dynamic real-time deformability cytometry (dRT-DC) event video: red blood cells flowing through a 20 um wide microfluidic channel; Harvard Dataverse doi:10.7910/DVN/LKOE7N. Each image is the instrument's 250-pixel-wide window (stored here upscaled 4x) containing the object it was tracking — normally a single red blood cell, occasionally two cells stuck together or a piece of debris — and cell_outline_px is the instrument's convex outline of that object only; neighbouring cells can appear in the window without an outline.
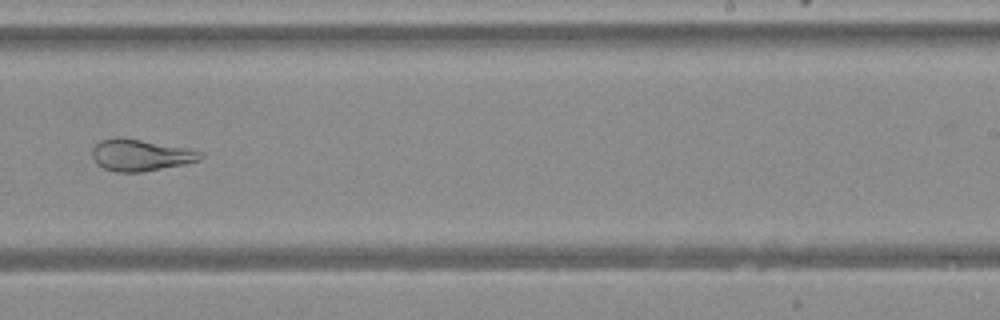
{"species": "Egyptian fruit bat (a non-hibernating species)", "species_latin": "Rousettus aegyptiacus", "temperature_condition": "warm", "stored_images_in_passage": 27, "camera_frame_rate_fps": 3000, "um_per_image_px": 0.085, "animal": {"sex": "female"}, "frame": {"image": 1, "passage_image": 16, "time_ms": 5.0, "image_size_px": [1000, 320], "cell_outline_px": [[204, 156], [200, 160], [184, 164], [144, 172], [116, 172], [104, 168], [96, 164], [92, 156], [92, 148], [100, 140], [112, 136], [120, 136], [184, 148], [204, 152]], "centroid_in_image_um": [11.9, 13.18], "position_along_channel_um": 277.1, "area_um2": 20.11}}